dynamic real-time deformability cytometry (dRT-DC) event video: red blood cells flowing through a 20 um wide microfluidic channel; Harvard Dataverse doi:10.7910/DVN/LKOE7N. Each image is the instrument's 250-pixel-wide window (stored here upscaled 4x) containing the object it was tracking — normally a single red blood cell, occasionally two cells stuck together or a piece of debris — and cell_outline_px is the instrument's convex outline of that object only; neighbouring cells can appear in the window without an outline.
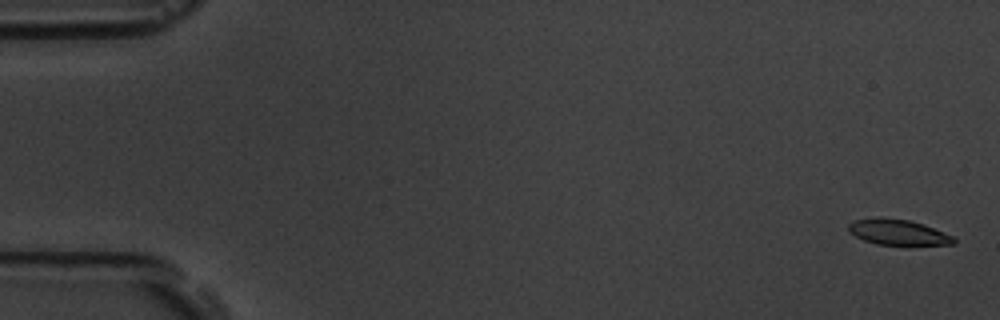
{"species": "common noctule bat (a hibernating species)", "species_latin": "Nyctalus noctula", "temperature_condition": "room temperature", "stored_images_in_passage": 5, "camera_frame_rate_fps": 3000, "um_per_image_px": 0.085, "animal": {"sex": "male", "body_mass_g": 19.5, "forearm_length_mm": 54.6}, "frame": {"image": 1, "passage_image": 1, "time_ms": 0.0, "image_size_px": [1000, 320], "cell_outline_px": [[956, 244], [876, 244], [864, 240], [856, 236], [848, 228], [848, 224], [852, 220], [876, 216], [908, 220], [924, 224], [952, 236], [956, 240]], "centroid_in_image_um": [76.29, 19.71], "position_along_channel_um": 8.7, "area_um2": 15.49}}
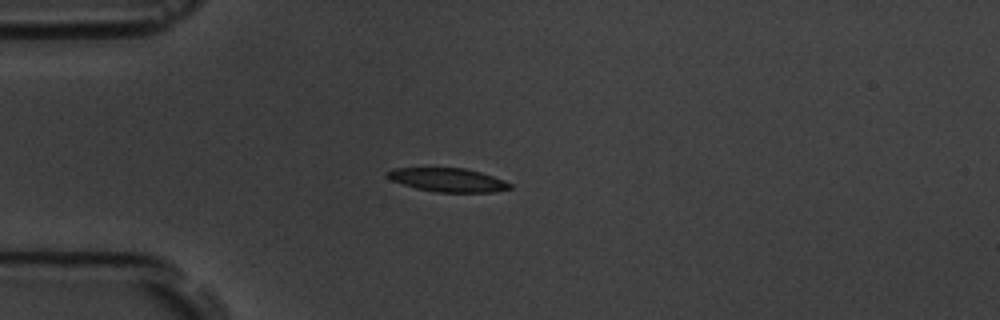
{"frame": {"image": 2, "passage_image": 5, "time_ms": 4.667, "image_size_px": [1000, 320], "cell_outline_px": [[512, 188], [496, 192], [436, 192], [416, 188], [392, 180], [384, 172], [392, 168], [464, 168], [480, 172], [504, 180], [512, 184]], "centroid_in_image_um": [38.09, 15.29], "position_along_channel_um": 46.9, "area_um2": 16.82}}